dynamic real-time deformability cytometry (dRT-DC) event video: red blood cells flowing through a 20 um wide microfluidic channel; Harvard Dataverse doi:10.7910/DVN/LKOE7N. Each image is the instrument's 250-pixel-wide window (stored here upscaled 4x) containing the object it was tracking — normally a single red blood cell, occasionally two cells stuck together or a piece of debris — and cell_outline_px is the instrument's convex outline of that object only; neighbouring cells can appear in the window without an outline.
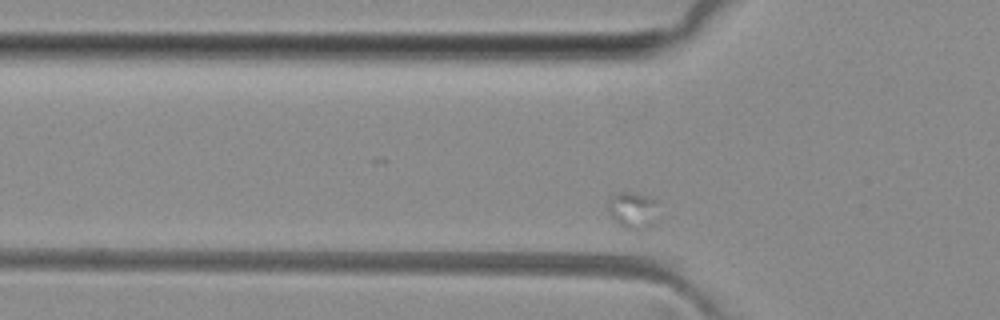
{"species": "common noctule bat (a hibernating species)", "species_latin": "Nyctalus noctula", "temperature_condition": "room temperature", "stored_images_in_passage": 12, "camera_frame_rate_fps": 3000, "um_per_image_px": 0.085, "animal": {"sex": "female", "body_mass_g": 29.2, "forearm_length_mm": 56.3}, "frame": {"image": 1, "passage_image": 7, "time_ms": 2.0, "image_size_px": [1000, 320], "cell_outline_px": [[656, 220], [648, 228], [640, 232], [624, 228], [616, 224], [608, 208], [608, 196], [612, 192], [632, 192], [652, 196], [656, 200]], "centroid_in_image_um": [53.77, 17.86], "position_along_channel_um": 72.0, "area_um2": 11.27}}